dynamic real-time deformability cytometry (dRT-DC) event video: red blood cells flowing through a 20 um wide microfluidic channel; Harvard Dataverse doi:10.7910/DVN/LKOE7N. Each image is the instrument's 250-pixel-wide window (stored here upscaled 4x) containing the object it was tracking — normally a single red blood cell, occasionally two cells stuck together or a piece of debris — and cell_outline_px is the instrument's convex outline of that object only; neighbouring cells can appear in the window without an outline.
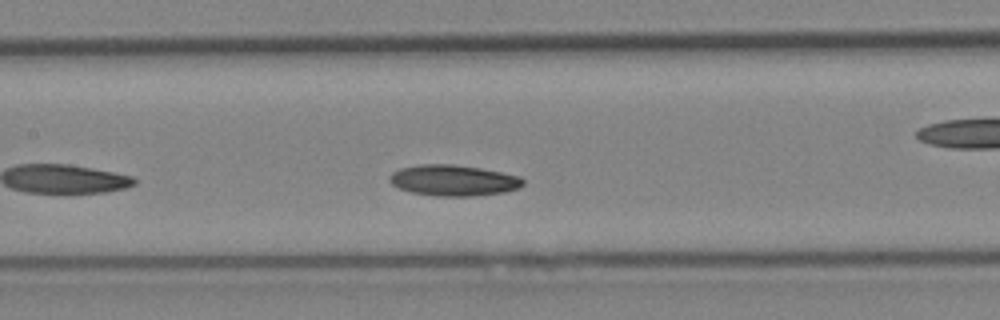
{"species": "Egyptian fruit bat (a non-hibernating species)", "species_latin": "Rousettus aegyptiacus", "temperature_condition": "cold", "stored_images_in_passage": 34, "camera_frame_rate_fps": 3000, "um_per_image_px": 0.085, "animal": {"sex": "female"}, "frame": {"image": 1, "passage_image": 10, "time_ms": 3.0, "image_size_px": [1000, 320], "cell_outline_px": [[524, 184], [520, 188], [504, 192], [472, 196], [436, 196], [412, 192], [400, 188], [392, 184], [388, 180], [388, 176], [392, 172], [400, 168], [420, 164], [452, 164], [480, 168], [520, 176], [524, 180]], "centroid_in_image_um": [38.54, 15.33], "position_along_channel_um": 168.9, "area_um2": 24.1}}